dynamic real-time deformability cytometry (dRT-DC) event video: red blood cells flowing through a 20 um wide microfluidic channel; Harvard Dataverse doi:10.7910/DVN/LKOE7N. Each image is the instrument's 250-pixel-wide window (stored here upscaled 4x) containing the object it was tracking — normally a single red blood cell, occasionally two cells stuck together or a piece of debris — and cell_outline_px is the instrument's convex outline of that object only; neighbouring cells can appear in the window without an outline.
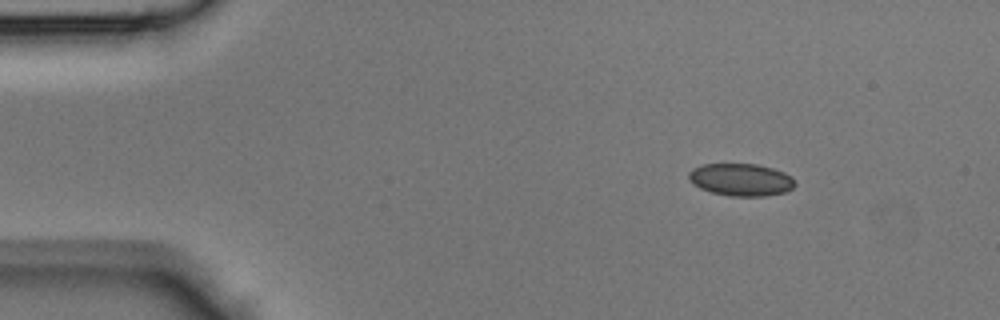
{"species": "Egyptian fruit bat (a non-hibernating species)", "species_latin": "Rousettus aegyptiacus", "temperature_condition": "room temperature", "stored_images_in_passage": 40, "camera_frame_rate_fps": 3000, "um_per_image_px": 0.085, "animal": {"sex": "male"}, "frame": {"image": 1, "passage_image": 1, "time_ms": 0.0, "image_size_px": [1000, 320], "cell_outline_px": [[796, 184], [792, 188], [784, 192], [764, 196], [732, 196], [712, 192], [700, 188], [692, 184], [688, 180], [688, 172], [692, 168], [700, 164], [756, 164], [772, 168], [784, 172], [792, 176]], "centroid_in_image_um": [62.95, 15.26], "position_along_channel_um": 22.1, "area_um2": 20.17}}
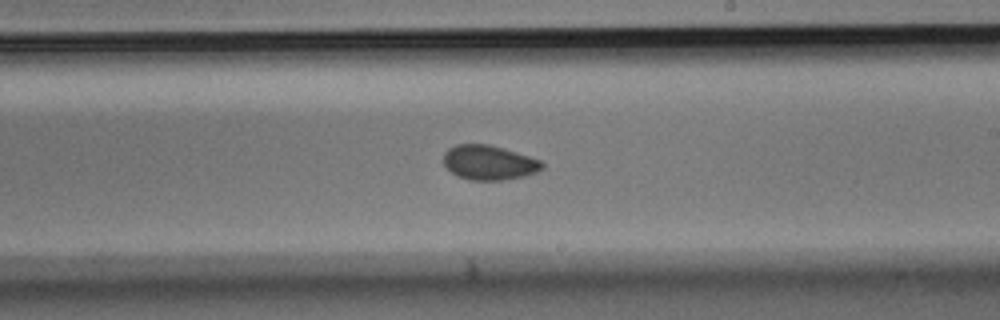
{"frame": {"image": 2, "passage_image": 21, "time_ms": 6.667, "image_size_px": [1000, 320], "cell_outline_px": [[544, 168], [536, 172], [524, 176], [500, 180], [472, 180], [460, 176], [452, 172], [444, 164], [444, 152], [448, 148], [456, 144], [488, 144], [516, 152], [540, 160], [544, 164]], "centroid_in_image_um": [41.57, 13.81], "position_along_channel_um": 247.4, "area_um2": 19.65}}
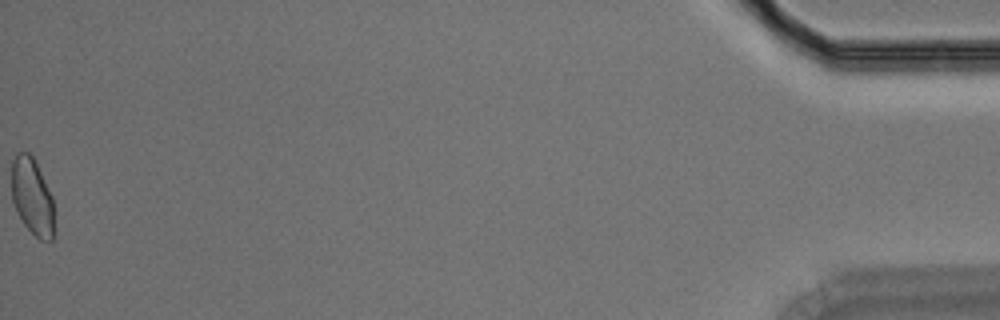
{"frame": {"image": 3, "passage_image": 40, "time_ms": 13.0, "image_size_px": [1000, 320], "cell_outline_px": [[52, 240], [40, 240], [24, 224], [16, 212], [12, 200], [12, 160], [16, 152], [28, 152], [32, 156], [52, 196]], "centroid_in_image_um": [2.69, 16.68], "position_along_channel_um": 432.5, "area_um2": 18.61}}